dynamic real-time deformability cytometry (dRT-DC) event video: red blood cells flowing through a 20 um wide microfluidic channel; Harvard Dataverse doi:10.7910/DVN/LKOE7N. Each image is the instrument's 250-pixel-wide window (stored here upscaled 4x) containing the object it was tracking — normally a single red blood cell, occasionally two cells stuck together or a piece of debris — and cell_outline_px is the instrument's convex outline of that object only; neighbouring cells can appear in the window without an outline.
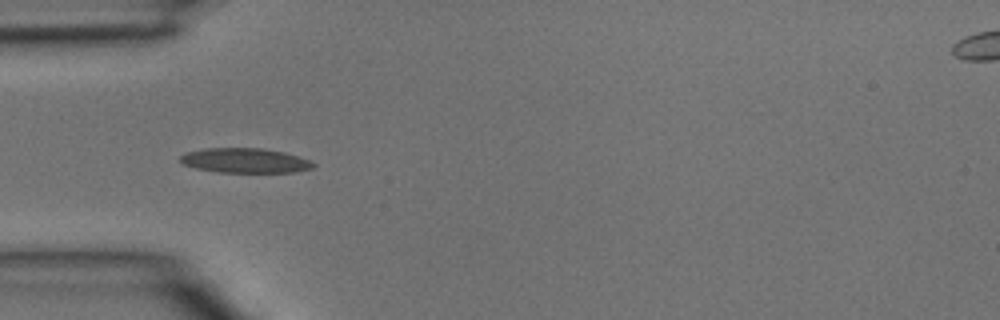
{"species": "common noctule bat (a hibernating species)", "species_latin": "Nyctalus noctula", "temperature_condition": "room temperature", "stored_images_in_passage": 3, "camera_frame_rate_fps": 3000, "um_per_image_px": 0.085, "animal": {"sex": "male", "body_mass_g": 15.6}, "frame": {"image": 1, "passage_image": 3, "time_ms": 0.667, "image_size_px": [1000, 320], "cell_outline_px": [[316, 164], [312, 168], [296, 172], [220, 172], [196, 168], [184, 164], [180, 160], [180, 156], [188, 152], [208, 148], [264, 148], [284, 152], [308, 160]], "centroid_in_image_um": [20.85, 13.64], "position_along_channel_um": 64.2, "area_um2": 18.9}}